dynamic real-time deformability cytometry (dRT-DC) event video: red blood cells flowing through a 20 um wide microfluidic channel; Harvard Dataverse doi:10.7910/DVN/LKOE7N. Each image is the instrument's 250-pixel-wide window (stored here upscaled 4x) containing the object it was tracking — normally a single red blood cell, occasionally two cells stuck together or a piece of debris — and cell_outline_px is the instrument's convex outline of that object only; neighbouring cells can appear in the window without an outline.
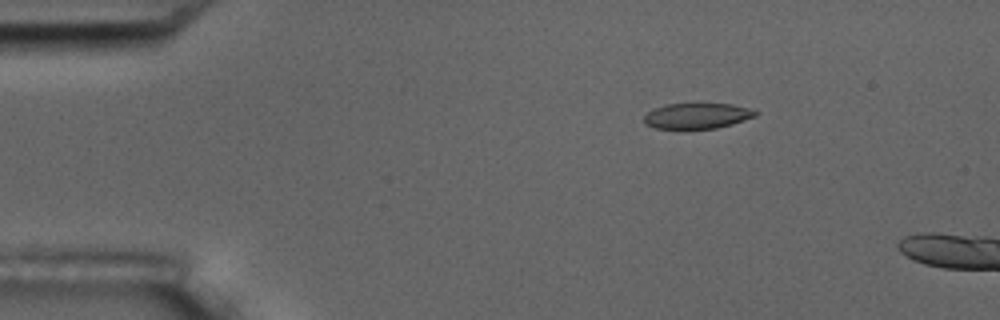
{"species": "common noctule bat (a hibernating species)", "species_latin": "Nyctalus noctula", "temperature_condition": "room temperature", "stored_images_in_passage": 4, "camera_frame_rate_fps": 3000, "um_per_image_px": 0.085, "animal": {"sex": "male", "body_mass_g": 17.5, "forearm_length_mm": 52.3}, "frame": {"image": 1, "passage_image": 2, "time_ms": 1.667, "image_size_px": [1000, 320], "cell_outline_px": [[760, 112], [756, 116], [732, 124], [716, 128], [656, 128], [644, 124], [644, 116], [652, 108], [664, 104], [732, 104], [748, 108]], "centroid_in_image_um": [59.24, 9.84], "position_along_channel_um": 25.8, "area_um2": 16.53}}